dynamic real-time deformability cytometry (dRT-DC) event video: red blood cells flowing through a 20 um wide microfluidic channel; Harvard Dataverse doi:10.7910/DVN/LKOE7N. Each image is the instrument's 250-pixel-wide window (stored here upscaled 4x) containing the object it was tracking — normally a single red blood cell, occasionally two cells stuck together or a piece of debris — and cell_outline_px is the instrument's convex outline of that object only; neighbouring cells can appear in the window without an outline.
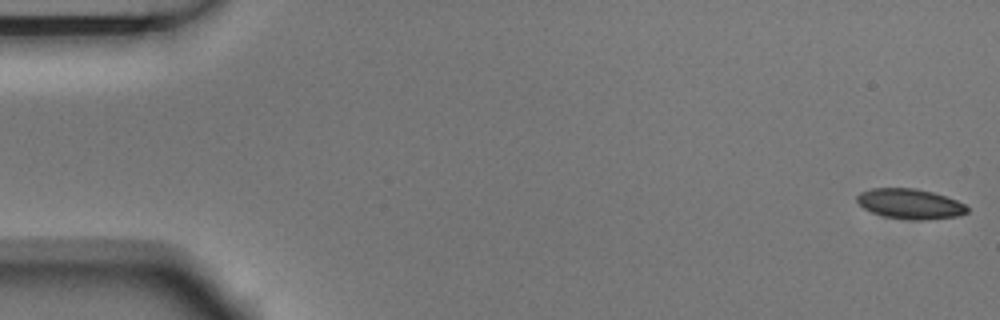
{"species": "Egyptian fruit bat (a non-hibernating species)", "species_latin": "Rousettus aegyptiacus", "temperature_condition": "room temperature", "stored_images_in_passage": 6, "camera_frame_rate_fps": 3000, "um_per_image_px": 0.085, "animal": {"sex": "male"}, "frame": {"image": 1, "passage_image": 1, "time_ms": 0.0, "image_size_px": [1000, 320], "cell_outline_px": [[968, 212], [956, 216], [924, 220], [916, 220], [884, 216], [872, 212], [864, 208], [856, 200], [856, 196], [860, 192], [872, 188], [916, 188], [932, 192], [956, 200], [964, 204], [968, 208]], "centroid_in_image_um": [77.33, 17.32], "position_along_channel_um": 7.7, "area_um2": 19.13}}
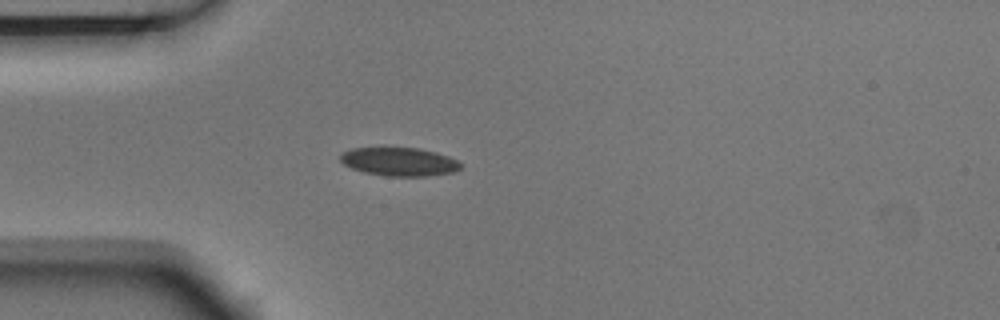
{"frame": {"image": 2, "passage_image": 4, "time_ms": 1.0, "image_size_px": [1000, 320], "cell_outline_px": [[460, 168], [452, 172], [428, 176], [384, 176], [364, 172], [352, 168], [344, 164], [340, 160], [340, 156], [344, 152], [352, 148], [416, 148], [436, 152], [448, 156], [456, 160], [460, 164]], "centroid_in_image_um": [33.92, 13.75], "position_along_channel_um": 51.1, "area_um2": 19.71}}
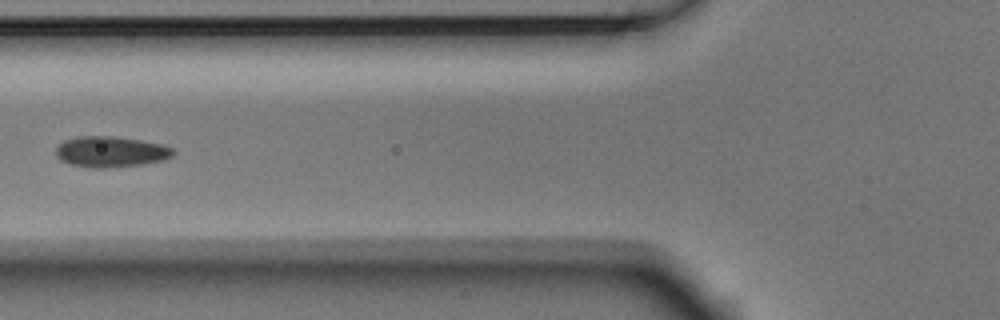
{"frame": {"image": 3, "passage_image": 6, "time_ms": 1.667, "image_size_px": [1000, 320], "cell_outline_px": [[176, 152], [172, 156], [164, 160], [144, 164], [104, 168], [96, 168], [72, 164], [60, 160], [56, 156], [56, 148], [64, 140], [76, 136], [112, 136], [140, 140], [160, 144], [172, 148]], "centroid_in_image_um": [9.42, 12.89], "position_along_channel_um": 116.4, "area_um2": 20.98}}